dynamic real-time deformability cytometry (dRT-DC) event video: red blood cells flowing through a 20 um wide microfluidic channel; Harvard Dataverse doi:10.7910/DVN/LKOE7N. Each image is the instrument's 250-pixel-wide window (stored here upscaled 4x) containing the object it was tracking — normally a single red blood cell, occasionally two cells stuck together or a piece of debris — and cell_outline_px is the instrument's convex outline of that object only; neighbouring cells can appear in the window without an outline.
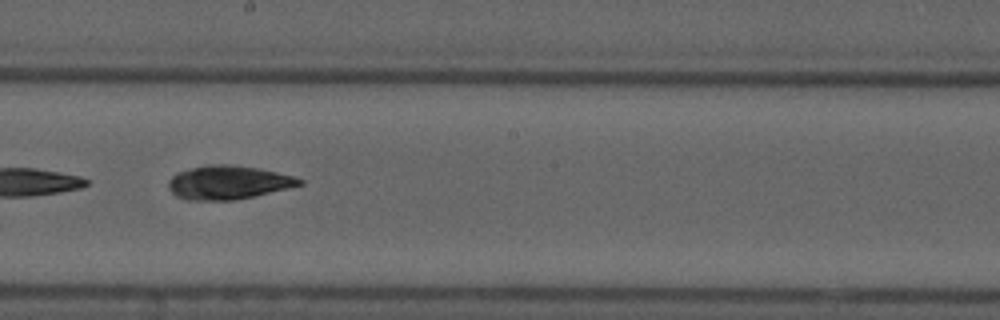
{"species": "common noctule bat (a hibernating species)", "species_latin": "Nyctalus noctula", "temperature_condition": "cold", "stored_images_in_passage": 6, "camera_frame_rate_fps": 3000, "um_per_image_px": 0.085, "animal": {"sex": "male", "forearm_length_mm": 52.5}, "frame": {"image": 1, "passage_image": 5, "time_ms": 4.667, "image_size_px": [1000, 320], "cell_outline_px": [[304, 184], [288, 188], [236, 200], [188, 200], [176, 196], [168, 188], [168, 180], [176, 172], [208, 164], [228, 164], [256, 168], [276, 172], [292, 176], [304, 180]], "centroid_in_image_um": [19.37, 15.51], "position_along_channel_um": 228.8, "area_um2": 25.61}}